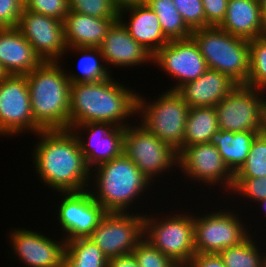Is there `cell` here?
Instances as JSON below:
<instances>
[{
	"instance_id": "d6a6232c",
	"label": "cell",
	"mask_w": 266,
	"mask_h": 267,
	"mask_svg": "<svg viewBox=\"0 0 266 267\" xmlns=\"http://www.w3.org/2000/svg\"><path fill=\"white\" fill-rule=\"evenodd\" d=\"M139 267H181L143 237L133 249Z\"/></svg>"
},
{
	"instance_id": "603a6c76",
	"label": "cell",
	"mask_w": 266,
	"mask_h": 267,
	"mask_svg": "<svg viewBox=\"0 0 266 267\" xmlns=\"http://www.w3.org/2000/svg\"><path fill=\"white\" fill-rule=\"evenodd\" d=\"M118 20L69 11L62 21L67 47H99L108 30Z\"/></svg>"
},
{
	"instance_id": "9c48e42d",
	"label": "cell",
	"mask_w": 266,
	"mask_h": 267,
	"mask_svg": "<svg viewBox=\"0 0 266 267\" xmlns=\"http://www.w3.org/2000/svg\"><path fill=\"white\" fill-rule=\"evenodd\" d=\"M122 152L151 181L158 174L178 166V153L140 123L127 126L123 134Z\"/></svg>"
},
{
	"instance_id": "7dc6e473",
	"label": "cell",
	"mask_w": 266,
	"mask_h": 267,
	"mask_svg": "<svg viewBox=\"0 0 266 267\" xmlns=\"http://www.w3.org/2000/svg\"><path fill=\"white\" fill-rule=\"evenodd\" d=\"M262 37L266 39V24H265V27H264V31H263Z\"/></svg>"
},
{
	"instance_id": "d590c367",
	"label": "cell",
	"mask_w": 266,
	"mask_h": 267,
	"mask_svg": "<svg viewBox=\"0 0 266 267\" xmlns=\"http://www.w3.org/2000/svg\"><path fill=\"white\" fill-rule=\"evenodd\" d=\"M24 8L63 21L69 13V0H24Z\"/></svg>"
},
{
	"instance_id": "7402d4cb",
	"label": "cell",
	"mask_w": 266,
	"mask_h": 267,
	"mask_svg": "<svg viewBox=\"0 0 266 267\" xmlns=\"http://www.w3.org/2000/svg\"><path fill=\"white\" fill-rule=\"evenodd\" d=\"M129 12V22L122 20ZM124 14V15H123ZM119 21L139 44L154 55L170 40L163 34L156 13L146 4H138L119 11Z\"/></svg>"
},
{
	"instance_id": "3957f363",
	"label": "cell",
	"mask_w": 266,
	"mask_h": 267,
	"mask_svg": "<svg viewBox=\"0 0 266 267\" xmlns=\"http://www.w3.org/2000/svg\"><path fill=\"white\" fill-rule=\"evenodd\" d=\"M58 62H42L26 74L34 123L40 130L69 129L71 83Z\"/></svg>"
},
{
	"instance_id": "4fadbf2b",
	"label": "cell",
	"mask_w": 266,
	"mask_h": 267,
	"mask_svg": "<svg viewBox=\"0 0 266 267\" xmlns=\"http://www.w3.org/2000/svg\"><path fill=\"white\" fill-rule=\"evenodd\" d=\"M152 62L176 79L177 82L170 91H176L183 84L198 79L208 69L192 37L170 40L153 55Z\"/></svg>"
},
{
	"instance_id": "30bf717a",
	"label": "cell",
	"mask_w": 266,
	"mask_h": 267,
	"mask_svg": "<svg viewBox=\"0 0 266 267\" xmlns=\"http://www.w3.org/2000/svg\"><path fill=\"white\" fill-rule=\"evenodd\" d=\"M107 212L89 238L107 259L133 252L144 237V215Z\"/></svg>"
},
{
	"instance_id": "d6986e66",
	"label": "cell",
	"mask_w": 266,
	"mask_h": 267,
	"mask_svg": "<svg viewBox=\"0 0 266 267\" xmlns=\"http://www.w3.org/2000/svg\"><path fill=\"white\" fill-rule=\"evenodd\" d=\"M99 48L105 65L130 67L153 61V55L130 36L119 20L108 30Z\"/></svg>"
},
{
	"instance_id": "4316f807",
	"label": "cell",
	"mask_w": 266,
	"mask_h": 267,
	"mask_svg": "<svg viewBox=\"0 0 266 267\" xmlns=\"http://www.w3.org/2000/svg\"><path fill=\"white\" fill-rule=\"evenodd\" d=\"M62 267H108V259L89 238L66 241Z\"/></svg>"
},
{
	"instance_id": "52a82bcc",
	"label": "cell",
	"mask_w": 266,
	"mask_h": 267,
	"mask_svg": "<svg viewBox=\"0 0 266 267\" xmlns=\"http://www.w3.org/2000/svg\"><path fill=\"white\" fill-rule=\"evenodd\" d=\"M166 219L144 215V237L164 255L186 267L196 254L194 216L170 213ZM156 217V218H155Z\"/></svg>"
},
{
	"instance_id": "5bb4252c",
	"label": "cell",
	"mask_w": 266,
	"mask_h": 267,
	"mask_svg": "<svg viewBox=\"0 0 266 267\" xmlns=\"http://www.w3.org/2000/svg\"><path fill=\"white\" fill-rule=\"evenodd\" d=\"M90 189L80 192H62L58 221L67 233L66 241L89 237L107 211L91 195Z\"/></svg>"
},
{
	"instance_id": "7bdbcfd3",
	"label": "cell",
	"mask_w": 266,
	"mask_h": 267,
	"mask_svg": "<svg viewBox=\"0 0 266 267\" xmlns=\"http://www.w3.org/2000/svg\"><path fill=\"white\" fill-rule=\"evenodd\" d=\"M261 12L263 15L264 20L266 21V0H260L259 1Z\"/></svg>"
},
{
	"instance_id": "d4e9b609",
	"label": "cell",
	"mask_w": 266,
	"mask_h": 267,
	"mask_svg": "<svg viewBox=\"0 0 266 267\" xmlns=\"http://www.w3.org/2000/svg\"><path fill=\"white\" fill-rule=\"evenodd\" d=\"M257 135L256 132L218 130L208 143L216 146L226 166L235 174L245 163Z\"/></svg>"
},
{
	"instance_id": "5b68a950",
	"label": "cell",
	"mask_w": 266,
	"mask_h": 267,
	"mask_svg": "<svg viewBox=\"0 0 266 267\" xmlns=\"http://www.w3.org/2000/svg\"><path fill=\"white\" fill-rule=\"evenodd\" d=\"M208 69L227 75L237 85H246L250 69L249 40L231 35L220 27L192 30Z\"/></svg>"
},
{
	"instance_id": "f1b7e54d",
	"label": "cell",
	"mask_w": 266,
	"mask_h": 267,
	"mask_svg": "<svg viewBox=\"0 0 266 267\" xmlns=\"http://www.w3.org/2000/svg\"><path fill=\"white\" fill-rule=\"evenodd\" d=\"M157 15L163 34L169 40L187 39L192 30L186 25L173 0H146Z\"/></svg>"
},
{
	"instance_id": "cb8c5ba5",
	"label": "cell",
	"mask_w": 266,
	"mask_h": 267,
	"mask_svg": "<svg viewBox=\"0 0 266 267\" xmlns=\"http://www.w3.org/2000/svg\"><path fill=\"white\" fill-rule=\"evenodd\" d=\"M265 24L258 1L228 0L226 15L218 27L250 40L263 35Z\"/></svg>"
},
{
	"instance_id": "7a4b0ae2",
	"label": "cell",
	"mask_w": 266,
	"mask_h": 267,
	"mask_svg": "<svg viewBox=\"0 0 266 267\" xmlns=\"http://www.w3.org/2000/svg\"><path fill=\"white\" fill-rule=\"evenodd\" d=\"M137 96L133 89L129 90L112 77L71 84L69 129L89 122H107L126 128L130 125L126 118L137 115Z\"/></svg>"
},
{
	"instance_id": "8fae6325",
	"label": "cell",
	"mask_w": 266,
	"mask_h": 267,
	"mask_svg": "<svg viewBox=\"0 0 266 267\" xmlns=\"http://www.w3.org/2000/svg\"><path fill=\"white\" fill-rule=\"evenodd\" d=\"M221 210L194 216V238L196 253L219 254L222 250L236 246L250 234L245 224L233 211Z\"/></svg>"
},
{
	"instance_id": "7c38bea8",
	"label": "cell",
	"mask_w": 266,
	"mask_h": 267,
	"mask_svg": "<svg viewBox=\"0 0 266 267\" xmlns=\"http://www.w3.org/2000/svg\"><path fill=\"white\" fill-rule=\"evenodd\" d=\"M41 130L35 125L26 75H7L0 81V135Z\"/></svg>"
},
{
	"instance_id": "b9f144b4",
	"label": "cell",
	"mask_w": 266,
	"mask_h": 267,
	"mask_svg": "<svg viewBox=\"0 0 266 267\" xmlns=\"http://www.w3.org/2000/svg\"><path fill=\"white\" fill-rule=\"evenodd\" d=\"M145 2L146 0H112L113 5L116 7L118 11L127 7L143 4Z\"/></svg>"
},
{
	"instance_id": "ee69618b",
	"label": "cell",
	"mask_w": 266,
	"mask_h": 267,
	"mask_svg": "<svg viewBox=\"0 0 266 267\" xmlns=\"http://www.w3.org/2000/svg\"><path fill=\"white\" fill-rule=\"evenodd\" d=\"M7 76V73L4 71L1 63H0V81Z\"/></svg>"
},
{
	"instance_id": "8992f818",
	"label": "cell",
	"mask_w": 266,
	"mask_h": 267,
	"mask_svg": "<svg viewBox=\"0 0 266 267\" xmlns=\"http://www.w3.org/2000/svg\"><path fill=\"white\" fill-rule=\"evenodd\" d=\"M189 106L176 91H164L153 102L137 96V114L141 125L169 144L179 154L184 149V135Z\"/></svg>"
},
{
	"instance_id": "ac0fdd59",
	"label": "cell",
	"mask_w": 266,
	"mask_h": 267,
	"mask_svg": "<svg viewBox=\"0 0 266 267\" xmlns=\"http://www.w3.org/2000/svg\"><path fill=\"white\" fill-rule=\"evenodd\" d=\"M84 128L88 133L87 140L82 136ZM70 129L77 137L86 165L90 169L122 153L124 127H114L107 122H89Z\"/></svg>"
},
{
	"instance_id": "ba28073f",
	"label": "cell",
	"mask_w": 266,
	"mask_h": 267,
	"mask_svg": "<svg viewBox=\"0 0 266 267\" xmlns=\"http://www.w3.org/2000/svg\"><path fill=\"white\" fill-rule=\"evenodd\" d=\"M263 93V90L236 85L215 106L219 130L262 133L266 100Z\"/></svg>"
},
{
	"instance_id": "ffe728a7",
	"label": "cell",
	"mask_w": 266,
	"mask_h": 267,
	"mask_svg": "<svg viewBox=\"0 0 266 267\" xmlns=\"http://www.w3.org/2000/svg\"><path fill=\"white\" fill-rule=\"evenodd\" d=\"M42 62L17 27L0 28V63L7 75H26Z\"/></svg>"
},
{
	"instance_id": "e0dca14e",
	"label": "cell",
	"mask_w": 266,
	"mask_h": 267,
	"mask_svg": "<svg viewBox=\"0 0 266 267\" xmlns=\"http://www.w3.org/2000/svg\"><path fill=\"white\" fill-rule=\"evenodd\" d=\"M13 232V233H12ZM10 240L15 255L26 267H62L66 240L57 241L40 232L18 228L12 230Z\"/></svg>"
},
{
	"instance_id": "9a60e30c",
	"label": "cell",
	"mask_w": 266,
	"mask_h": 267,
	"mask_svg": "<svg viewBox=\"0 0 266 267\" xmlns=\"http://www.w3.org/2000/svg\"><path fill=\"white\" fill-rule=\"evenodd\" d=\"M17 28L43 62L58 61L68 51L61 20L23 8Z\"/></svg>"
},
{
	"instance_id": "f546056e",
	"label": "cell",
	"mask_w": 266,
	"mask_h": 267,
	"mask_svg": "<svg viewBox=\"0 0 266 267\" xmlns=\"http://www.w3.org/2000/svg\"><path fill=\"white\" fill-rule=\"evenodd\" d=\"M257 246L250 235L240 244L222 250L219 255L225 267H263L266 253H259Z\"/></svg>"
},
{
	"instance_id": "836d02e7",
	"label": "cell",
	"mask_w": 266,
	"mask_h": 267,
	"mask_svg": "<svg viewBox=\"0 0 266 267\" xmlns=\"http://www.w3.org/2000/svg\"><path fill=\"white\" fill-rule=\"evenodd\" d=\"M69 11L95 18H119L112 0H69Z\"/></svg>"
},
{
	"instance_id": "ab89813d",
	"label": "cell",
	"mask_w": 266,
	"mask_h": 267,
	"mask_svg": "<svg viewBox=\"0 0 266 267\" xmlns=\"http://www.w3.org/2000/svg\"><path fill=\"white\" fill-rule=\"evenodd\" d=\"M186 267H225L219 254L196 253Z\"/></svg>"
},
{
	"instance_id": "f6af8a7d",
	"label": "cell",
	"mask_w": 266,
	"mask_h": 267,
	"mask_svg": "<svg viewBox=\"0 0 266 267\" xmlns=\"http://www.w3.org/2000/svg\"><path fill=\"white\" fill-rule=\"evenodd\" d=\"M259 206H262L264 209H265V212H266V198L257 202ZM261 203V205H260Z\"/></svg>"
},
{
	"instance_id": "60d3db41",
	"label": "cell",
	"mask_w": 266,
	"mask_h": 267,
	"mask_svg": "<svg viewBox=\"0 0 266 267\" xmlns=\"http://www.w3.org/2000/svg\"><path fill=\"white\" fill-rule=\"evenodd\" d=\"M108 267H139L133 253L108 259Z\"/></svg>"
},
{
	"instance_id": "1f68e13d",
	"label": "cell",
	"mask_w": 266,
	"mask_h": 267,
	"mask_svg": "<svg viewBox=\"0 0 266 267\" xmlns=\"http://www.w3.org/2000/svg\"><path fill=\"white\" fill-rule=\"evenodd\" d=\"M266 176V135L258 134L251 145L245 163L234 178H261Z\"/></svg>"
},
{
	"instance_id": "bcb514c9",
	"label": "cell",
	"mask_w": 266,
	"mask_h": 267,
	"mask_svg": "<svg viewBox=\"0 0 266 267\" xmlns=\"http://www.w3.org/2000/svg\"><path fill=\"white\" fill-rule=\"evenodd\" d=\"M263 129H266V100H265V106H264V127Z\"/></svg>"
},
{
	"instance_id": "44dd1931",
	"label": "cell",
	"mask_w": 266,
	"mask_h": 267,
	"mask_svg": "<svg viewBox=\"0 0 266 267\" xmlns=\"http://www.w3.org/2000/svg\"><path fill=\"white\" fill-rule=\"evenodd\" d=\"M227 75L207 69L198 79L183 84L176 92L190 107H215L235 87Z\"/></svg>"
},
{
	"instance_id": "74e56055",
	"label": "cell",
	"mask_w": 266,
	"mask_h": 267,
	"mask_svg": "<svg viewBox=\"0 0 266 267\" xmlns=\"http://www.w3.org/2000/svg\"><path fill=\"white\" fill-rule=\"evenodd\" d=\"M24 0H0V28L17 27Z\"/></svg>"
},
{
	"instance_id": "f35d334b",
	"label": "cell",
	"mask_w": 266,
	"mask_h": 267,
	"mask_svg": "<svg viewBox=\"0 0 266 267\" xmlns=\"http://www.w3.org/2000/svg\"><path fill=\"white\" fill-rule=\"evenodd\" d=\"M202 3L206 16V27L219 26L226 15L228 0H202Z\"/></svg>"
},
{
	"instance_id": "484cf974",
	"label": "cell",
	"mask_w": 266,
	"mask_h": 267,
	"mask_svg": "<svg viewBox=\"0 0 266 267\" xmlns=\"http://www.w3.org/2000/svg\"><path fill=\"white\" fill-rule=\"evenodd\" d=\"M219 130L215 107L189 108L184 135V148L189 145L208 143Z\"/></svg>"
},
{
	"instance_id": "2e32d148",
	"label": "cell",
	"mask_w": 266,
	"mask_h": 267,
	"mask_svg": "<svg viewBox=\"0 0 266 267\" xmlns=\"http://www.w3.org/2000/svg\"><path fill=\"white\" fill-rule=\"evenodd\" d=\"M178 166L192 181H202L209 186L221 184L226 187L224 190L231 192L234 174L222 160L216 146L209 143L186 146L178 154Z\"/></svg>"
},
{
	"instance_id": "6da1fadb",
	"label": "cell",
	"mask_w": 266,
	"mask_h": 267,
	"mask_svg": "<svg viewBox=\"0 0 266 267\" xmlns=\"http://www.w3.org/2000/svg\"><path fill=\"white\" fill-rule=\"evenodd\" d=\"M35 135L40 140L32 156L40 181L60 193L87 190L91 169L72 130H41Z\"/></svg>"
},
{
	"instance_id": "8d00e7d4",
	"label": "cell",
	"mask_w": 266,
	"mask_h": 267,
	"mask_svg": "<svg viewBox=\"0 0 266 267\" xmlns=\"http://www.w3.org/2000/svg\"><path fill=\"white\" fill-rule=\"evenodd\" d=\"M236 195L259 202L266 198V176L261 178H234L231 189ZM238 192V194H237Z\"/></svg>"
},
{
	"instance_id": "e575fe53",
	"label": "cell",
	"mask_w": 266,
	"mask_h": 267,
	"mask_svg": "<svg viewBox=\"0 0 266 267\" xmlns=\"http://www.w3.org/2000/svg\"><path fill=\"white\" fill-rule=\"evenodd\" d=\"M173 3L191 30L206 27L202 0H173Z\"/></svg>"
},
{
	"instance_id": "c3c4849f",
	"label": "cell",
	"mask_w": 266,
	"mask_h": 267,
	"mask_svg": "<svg viewBox=\"0 0 266 267\" xmlns=\"http://www.w3.org/2000/svg\"><path fill=\"white\" fill-rule=\"evenodd\" d=\"M263 267H266V257H265V260H264Z\"/></svg>"
},
{
	"instance_id": "277c9868",
	"label": "cell",
	"mask_w": 266,
	"mask_h": 267,
	"mask_svg": "<svg viewBox=\"0 0 266 267\" xmlns=\"http://www.w3.org/2000/svg\"><path fill=\"white\" fill-rule=\"evenodd\" d=\"M90 175H95L93 178L97 188L94 187V192L90 191L91 195L107 212H128L127 208L151 185L150 180L123 152L96 165Z\"/></svg>"
},
{
	"instance_id": "83f0119b",
	"label": "cell",
	"mask_w": 266,
	"mask_h": 267,
	"mask_svg": "<svg viewBox=\"0 0 266 267\" xmlns=\"http://www.w3.org/2000/svg\"><path fill=\"white\" fill-rule=\"evenodd\" d=\"M68 49L69 51L72 50V52L81 53V55L83 53L78 62L81 75L72 74L71 72L69 74L67 72L71 84L98 82L111 77V70L109 71V69L105 67L107 65H103L104 58L99 47H67V50ZM101 61H103L102 64H100Z\"/></svg>"
},
{
	"instance_id": "681fc988",
	"label": "cell",
	"mask_w": 266,
	"mask_h": 267,
	"mask_svg": "<svg viewBox=\"0 0 266 267\" xmlns=\"http://www.w3.org/2000/svg\"><path fill=\"white\" fill-rule=\"evenodd\" d=\"M265 135H266V129H263V131H262Z\"/></svg>"
},
{
	"instance_id": "4dcf8cb0",
	"label": "cell",
	"mask_w": 266,
	"mask_h": 267,
	"mask_svg": "<svg viewBox=\"0 0 266 267\" xmlns=\"http://www.w3.org/2000/svg\"><path fill=\"white\" fill-rule=\"evenodd\" d=\"M250 69L246 86L266 92V39L256 37L249 40Z\"/></svg>"
}]
</instances>
